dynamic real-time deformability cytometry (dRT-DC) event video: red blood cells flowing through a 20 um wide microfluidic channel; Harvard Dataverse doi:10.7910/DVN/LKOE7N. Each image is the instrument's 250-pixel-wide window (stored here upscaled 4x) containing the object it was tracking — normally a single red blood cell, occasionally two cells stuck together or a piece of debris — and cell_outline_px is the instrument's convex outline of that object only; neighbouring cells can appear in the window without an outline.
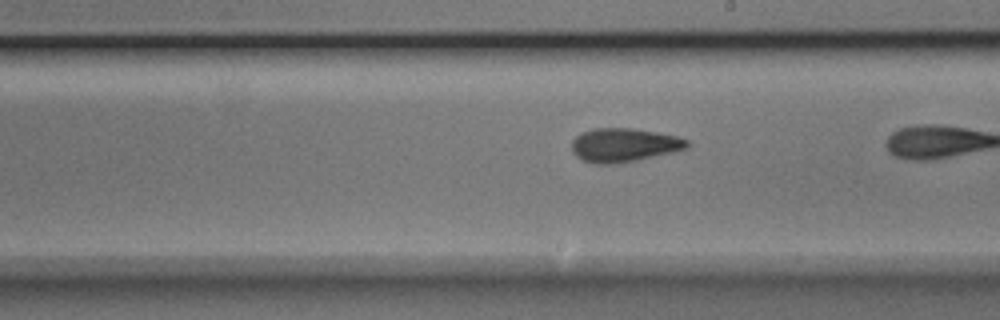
{"species": "Egyptian fruit bat (a non-hibernating species)", "species_latin": "Rousettus aegyptiacus", "temperature_condition": "room temperature", "stored_images_in_passage": 17, "camera_frame_rate_fps": 3000, "um_per_image_px": 0.085, "animal": {"sex": "male"}, "frame": {"image": 1, "passage_image": 15, "time_ms": 4.667, "image_size_px": [1000, 320], "cell_outline_px": [[692, 144], [688, 148], [672, 152], [636, 160], [616, 164], [596, 164], [584, 160], [576, 156], [572, 152], [572, 140], [580, 132], [592, 128], [632, 128], [676, 136], [688, 140]], "centroid_in_image_um": [53.02, 12.32], "position_along_channel_um": 236.0, "area_um2": 22.72}}